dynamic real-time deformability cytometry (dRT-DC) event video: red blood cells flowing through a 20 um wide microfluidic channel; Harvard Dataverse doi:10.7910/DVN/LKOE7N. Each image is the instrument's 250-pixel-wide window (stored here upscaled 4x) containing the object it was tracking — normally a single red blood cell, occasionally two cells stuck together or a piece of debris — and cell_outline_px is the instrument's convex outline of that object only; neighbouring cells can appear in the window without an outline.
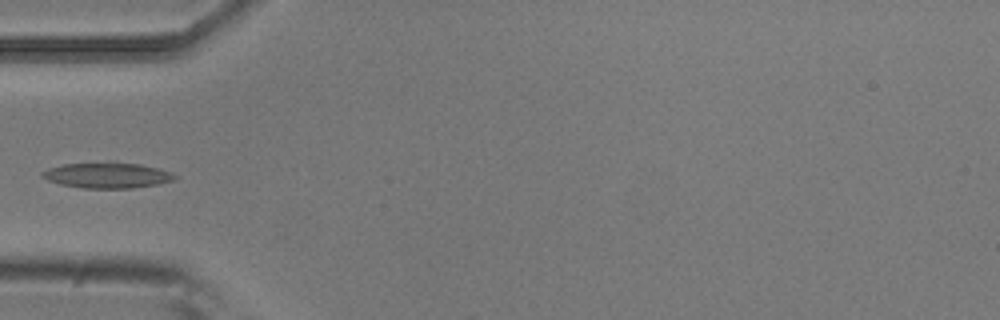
{"species": "common noctule bat (a hibernating species)", "species_latin": "Nyctalus noctula", "temperature_condition": "room temperature", "stored_images_in_passage": 5, "camera_frame_rate_fps": 3000, "um_per_image_px": 0.085, "animal": {"sex": "male", "body_mass_g": 20.5, "forearm_length_mm": 52.5}, "frame": {"image": 1, "passage_image": 5, "time_ms": 1.333, "image_size_px": [1000, 320], "cell_outline_px": [[176, 176], [172, 180], [156, 184], [132, 188], [80, 188], [60, 184], [48, 180], [40, 176], [40, 172], [64, 164], [116, 160], [140, 164], [160, 168], [172, 172]], "centroid_in_image_um": [9.11, 14.87], "position_along_channel_um": 75.9, "area_um2": 20.17}}